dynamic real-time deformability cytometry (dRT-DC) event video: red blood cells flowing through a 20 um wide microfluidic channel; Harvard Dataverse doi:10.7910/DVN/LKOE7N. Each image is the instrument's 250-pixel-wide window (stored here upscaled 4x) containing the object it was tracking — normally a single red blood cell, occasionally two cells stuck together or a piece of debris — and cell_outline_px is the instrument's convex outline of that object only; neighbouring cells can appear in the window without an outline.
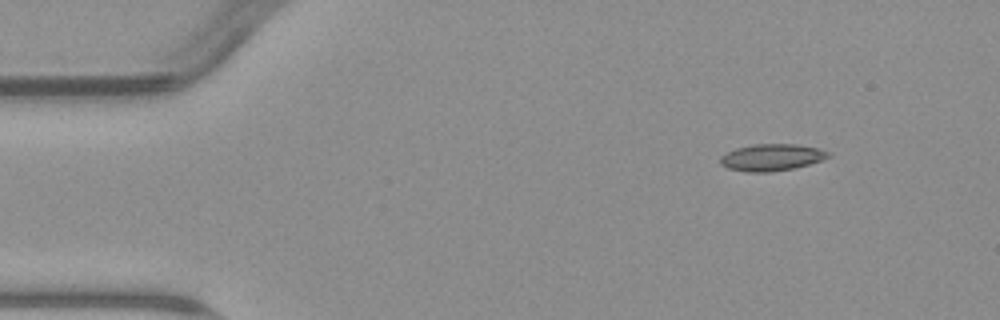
{"species": "common noctule bat (a hibernating species)", "species_latin": "Nyctalus noctula", "temperature_condition": "warm", "stored_images_in_passage": 4, "segment_of_instrument_passage": [2, 2], "camera_frame_rate_fps": 3000, "um_per_image_px": 0.085, "animal": {"sex": "male", "body_mass_g": 23.1, "forearm_length_mm": 52.7}, "frame": {"image": 1, "passage_image": 4, "time_ms": 4.0, "image_size_px": [1000, 320], "cell_outline_px": [[832, 156], [808, 164], [792, 168], [768, 172], [748, 172], [728, 168], [720, 164], [720, 156], [736, 148], [752, 144], [796, 144], [816, 148], [828, 152]], "centroid_in_image_um": [65.55, 13.37], "position_along_channel_um": 19.4, "area_um2": 16.65}}